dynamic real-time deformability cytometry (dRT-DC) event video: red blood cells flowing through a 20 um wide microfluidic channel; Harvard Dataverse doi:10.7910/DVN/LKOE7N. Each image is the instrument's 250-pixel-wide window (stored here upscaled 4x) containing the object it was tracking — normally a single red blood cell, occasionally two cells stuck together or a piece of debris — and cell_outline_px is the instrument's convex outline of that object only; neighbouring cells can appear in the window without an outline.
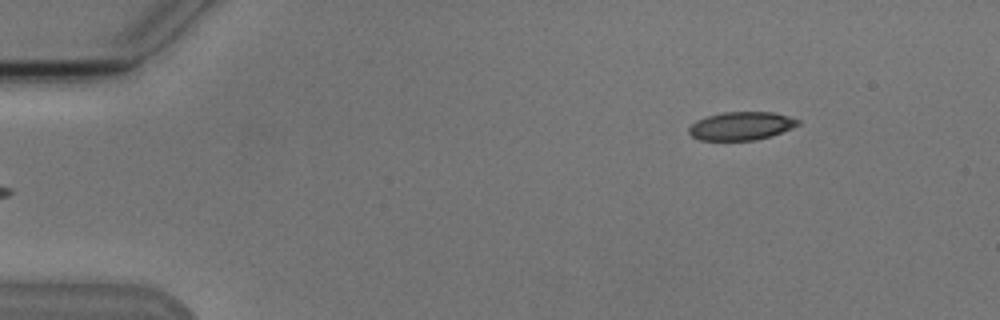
{"species": "Egyptian fruit bat (a non-hibernating species)", "species_latin": "Rousettus aegyptiacus", "temperature_condition": "cold", "stored_images_in_passage": 4, "camera_frame_rate_fps": 3000, "um_per_image_px": 0.085, "animal": {"sex": "male"}, "frame": {"image": 1, "passage_image": 4, "time_ms": 4.333, "image_size_px": [1000, 320], "cell_outline_px": [[800, 124], [792, 128], [772, 136], [756, 140], [700, 140], [692, 136], [688, 132], [688, 128], [696, 120], [708, 116], [724, 112], [772, 112], [788, 116], [800, 120]], "centroid_in_image_um": [63.01, 10.71], "position_along_channel_um": 22.0, "area_um2": 17.98}}